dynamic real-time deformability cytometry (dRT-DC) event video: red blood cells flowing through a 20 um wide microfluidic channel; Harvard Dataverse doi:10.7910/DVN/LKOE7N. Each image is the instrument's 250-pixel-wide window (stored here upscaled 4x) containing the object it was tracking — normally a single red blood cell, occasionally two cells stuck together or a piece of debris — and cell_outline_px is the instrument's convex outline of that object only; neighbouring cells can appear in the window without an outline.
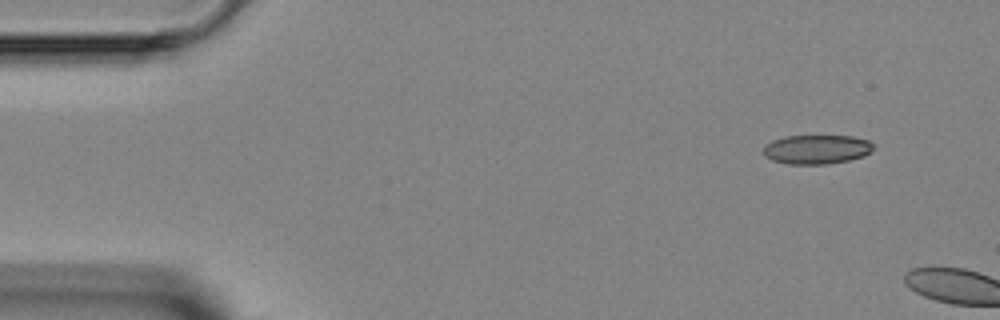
{"species": "Egyptian fruit bat (a non-hibernating species)", "species_latin": "Rousettus aegyptiacus", "temperature_condition": "room temperature", "stored_images_in_passage": 2, "camera_frame_rate_fps": 3000, "um_per_image_px": 0.085, "animal": {"sex": "female"}, "frame": {"image": 1, "passage_image": 1, "time_ms": 0.0, "image_size_px": [1000, 320], "cell_outline_px": [[872, 152], [864, 156], [848, 160], [828, 164], [788, 164], [772, 160], [764, 156], [764, 144], [772, 140], [784, 136], [852, 136], [868, 140], [872, 144]], "centroid_in_image_um": [69.39, 12.69], "position_along_channel_um": 15.6, "area_um2": 18.79}}